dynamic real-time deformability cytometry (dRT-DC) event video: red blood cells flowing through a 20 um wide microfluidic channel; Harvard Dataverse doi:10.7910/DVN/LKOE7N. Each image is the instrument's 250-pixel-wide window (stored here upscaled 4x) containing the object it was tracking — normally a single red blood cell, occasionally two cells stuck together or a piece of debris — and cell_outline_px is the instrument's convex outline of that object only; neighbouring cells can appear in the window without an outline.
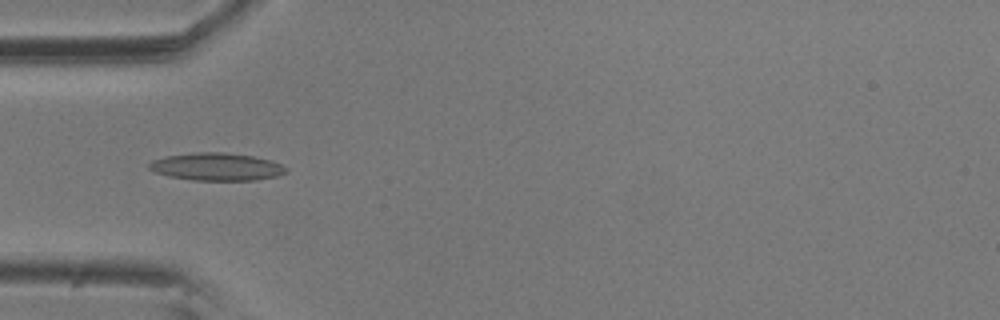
{"species": "common noctule bat (a hibernating species)", "species_latin": "Nyctalus noctula", "temperature_condition": "room temperature", "stored_images_in_passage": 6, "camera_frame_rate_fps": 3000, "um_per_image_px": 0.085, "animal": {"sex": "male", "body_mass_g": 20.5, "forearm_length_mm": 52.5}, "frame": {"image": 1, "passage_image": 5, "time_ms": 1.333, "image_size_px": [1000, 320], "cell_outline_px": [[288, 172], [276, 176], [256, 180], [192, 180], [168, 176], [156, 172], [148, 168], [148, 164], [152, 160], [164, 156], [192, 152], [224, 152], [252, 156], [268, 160], [280, 164], [288, 168]], "centroid_in_image_um": [18.38, 14.17], "position_along_channel_um": 66.6, "area_um2": 22.08}}
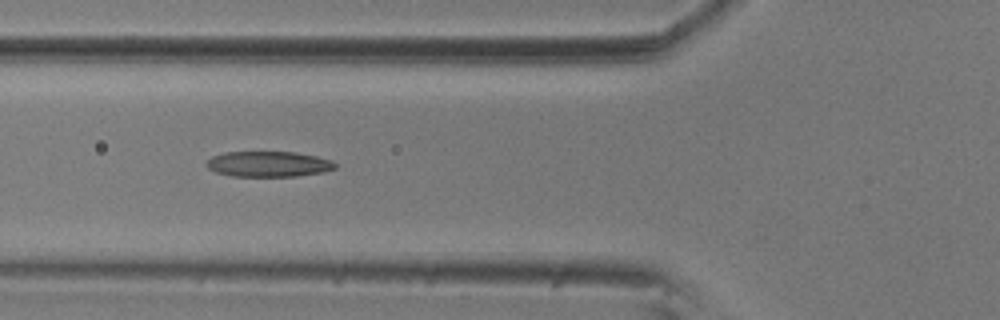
{"frame": {"image": 2, "passage_image": 6, "time_ms": 1.667, "image_size_px": [1000, 320], "cell_outline_px": [[336, 168], [324, 172], [296, 176], [232, 176], [216, 172], [208, 168], [204, 164], [212, 156], [224, 152], [296, 152], [316, 156], [332, 160], [336, 164]], "centroid_in_image_um": [22.82, 13.94], "position_along_channel_um": 103.0, "area_um2": 19.19}}